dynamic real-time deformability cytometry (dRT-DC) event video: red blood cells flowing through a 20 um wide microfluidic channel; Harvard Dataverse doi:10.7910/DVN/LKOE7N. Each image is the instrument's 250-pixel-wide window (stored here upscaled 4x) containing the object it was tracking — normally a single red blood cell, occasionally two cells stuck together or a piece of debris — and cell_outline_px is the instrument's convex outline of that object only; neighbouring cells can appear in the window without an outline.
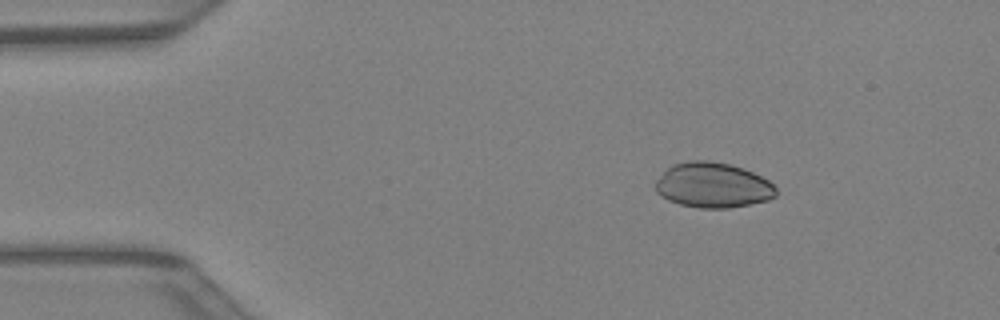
{"species": "Egyptian fruit bat (a non-hibernating species)", "species_latin": "Rousettus aegyptiacus", "temperature_condition": "warm", "stored_images_in_passage": 37, "camera_frame_rate_fps": 3000, "um_per_image_px": 0.085, "animal": {"sex": "female"}, "frame": {"image": 1, "passage_image": 2, "time_ms": 0.333, "image_size_px": [1000, 320], "cell_outline_px": [[776, 196], [768, 200], [728, 208], [700, 208], [680, 204], [668, 200], [656, 192], [656, 180], [672, 164], [692, 160], [708, 160], [732, 164], [744, 168], [768, 180], [776, 188]], "centroid_in_image_um": [60.6, 15.73], "position_along_channel_um": 24.4, "area_um2": 31.67}}
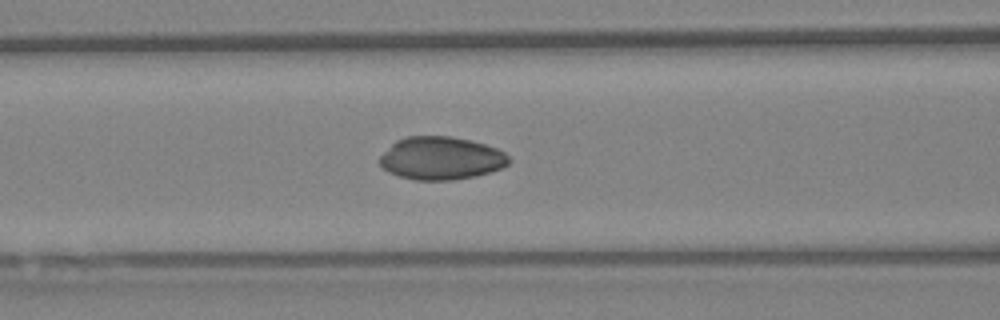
{"frame": {"image": 2, "passage_image": 13, "time_ms": 4.0, "image_size_px": [1000, 320], "cell_outline_px": [[512, 160], [508, 164], [500, 168], [476, 176], [452, 180], [416, 180], [400, 176], [388, 172], [380, 164], [380, 156], [396, 140], [404, 136], [448, 136], [472, 140], [496, 148], [504, 152]], "centroid_in_image_um": [37.49, 13.44], "position_along_channel_um": 129.1, "area_um2": 32.25}}
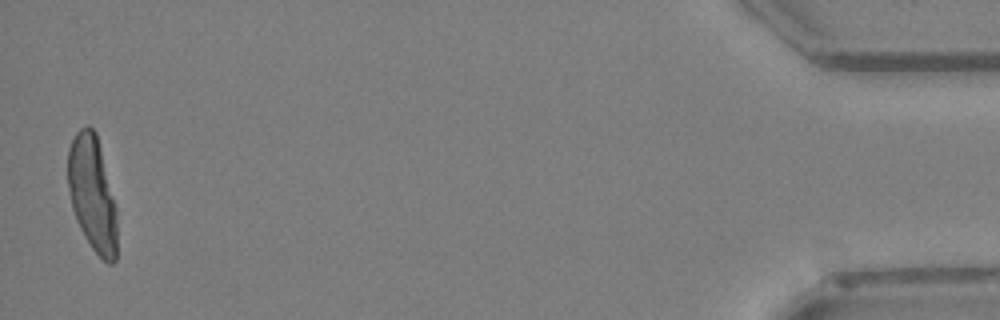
{"frame": {"image": 3, "passage_image": 37, "time_ms": 12.0, "image_size_px": [1000, 320], "cell_outline_px": [[116, 260], [112, 264], [108, 264], [92, 248], [84, 236], [76, 220], [72, 208], [68, 188], [68, 148], [76, 132], [80, 128], [88, 124], [96, 132], [116, 208]], "centroid_in_image_um": [7.83, 16.46], "position_along_channel_um": 427.4, "area_um2": 32.77}}